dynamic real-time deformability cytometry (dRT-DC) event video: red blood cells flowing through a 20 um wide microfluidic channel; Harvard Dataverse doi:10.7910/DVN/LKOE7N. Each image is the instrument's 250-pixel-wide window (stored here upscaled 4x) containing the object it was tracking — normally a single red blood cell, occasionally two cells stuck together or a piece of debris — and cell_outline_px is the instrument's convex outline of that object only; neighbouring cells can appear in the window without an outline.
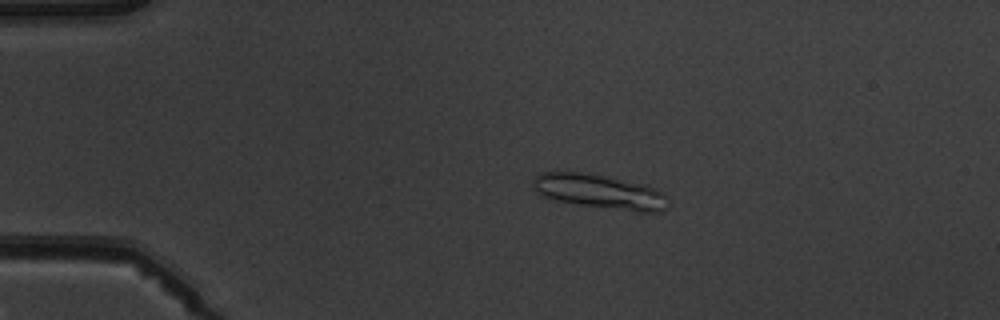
{"species": "common noctule bat (a hibernating species)", "species_latin": "Nyctalus noctula", "temperature_condition": "warm", "stored_images_in_passage": 6, "camera_frame_rate_fps": 3000, "um_per_image_px": 0.085, "animal": {"sex": "male", "body_mass_g": 19.5, "forearm_length_mm": 54.6}, "frame": {"image": 1, "passage_image": 4, "time_ms": 3.333, "image_size_px": [1000, 320], "cell_outline_px": [[668, 208], [660, 212], [636, 212], [580, 204], [556, 200], [540, 196], [536, 192], [532, 184], [532, 180], [536, 176], [544, 172], [580, 172], [608, 176], [648, 184], [656, 188], [668, 196]], "centroid_in_image_um": [51.03, 16.28], "position_along_channel_um": 34.0, "area_um2": 27.46}}